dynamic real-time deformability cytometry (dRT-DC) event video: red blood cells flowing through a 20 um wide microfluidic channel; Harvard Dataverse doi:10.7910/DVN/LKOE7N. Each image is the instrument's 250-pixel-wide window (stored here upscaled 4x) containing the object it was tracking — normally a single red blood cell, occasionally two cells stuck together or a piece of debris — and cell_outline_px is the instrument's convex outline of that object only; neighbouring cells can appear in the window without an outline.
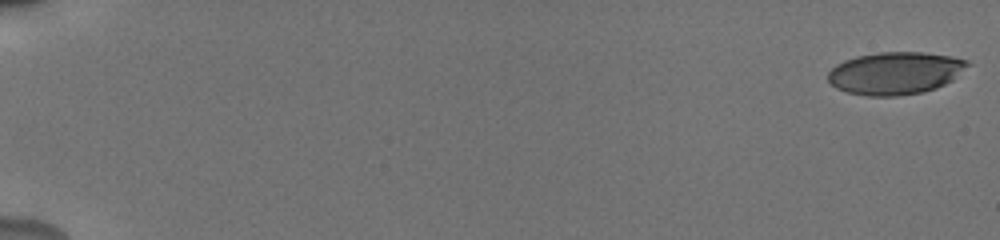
{"species": "human", "species_latin": "Homo sapiens", "temperature_condition": "cold", "stored_images_in_passage": 56, "camera_frame_rate_fps": 3000, "um_per_image_px": 0.085, "donor": {"sex": "male"}, "frame": {"image": 1, "passage_image": 1, "time_ms": 0.0, "image_size_px": [1000, 240], "cell_outline_px": [[972, 64], [952, 80], [936, 88], [924, 92], [896, 96], [868, 96], [848, 92], [836, 88], [828, 80], [828, 72], [836, 64], [844, 60], [856, 56], [880, 52], [920, 52], [952, 56], [968, 60]], "centroid_in_image_um": [76.12, 6.21], "position_along_channel_um": 8.9, "area_um2": 34.68}}
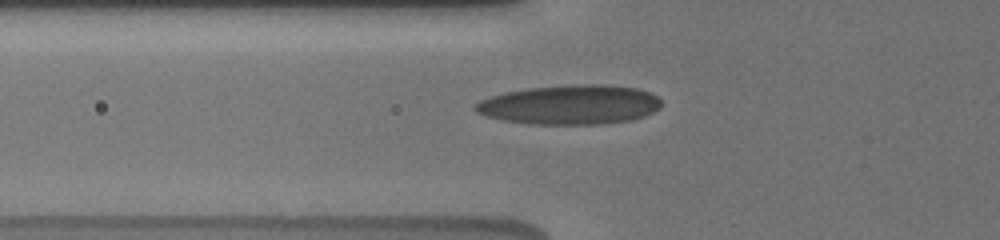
{"frame": {"image": 2, "passage_image": 22, "time_ms": 7.0, "image_size_px": [1000, 240], "cell_outline_px": [[660, 108], [644, 116], [632, 120], [600, 124], [532, 124], [504, 120], [484, 116], [476, 112], [472, 108], [480, 100], [504, 92], [528, 88], [580, 84], [604, 84], [636, 88], [648, 92], [656, 96], [660, 100]], "centroid_in_image_um": [48.44, 8.9], "position_along_channel_um": 77.4, "area_um2": 42.71}}
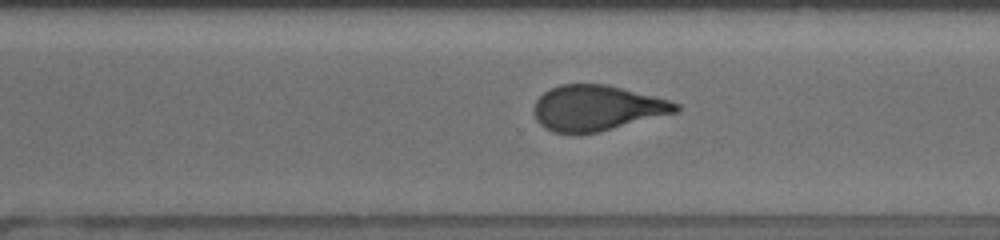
{"frame": {"image": 3, "passage_image": 41, "time_ms": 13.333, "image_size_px": [1000, 240], "cell_outline_px": [[680, 108], [676, 112], [600, 132], [552, 132], [544, 128], [536, 120], [536, 100], [544, 92], [560, 84], [608, 84], [668, 100], [680, 104]], "centroid_in_image_um": [50.75, 9.17], "position_along_channel_um": 319.9, "area_um2": 37.05}, "authors_computed_cell_mechanics": {"area_um2": 37.4255, "velocity_mm_per_s": 3.8369, "shape_relaxation_time_tau1_ms": 7.2249, "shape_relaxation_time_tau2_ms": 1.5335, "deformation_change_tau1": 0.2063, "deformation_change_tau2": 0.0922}}